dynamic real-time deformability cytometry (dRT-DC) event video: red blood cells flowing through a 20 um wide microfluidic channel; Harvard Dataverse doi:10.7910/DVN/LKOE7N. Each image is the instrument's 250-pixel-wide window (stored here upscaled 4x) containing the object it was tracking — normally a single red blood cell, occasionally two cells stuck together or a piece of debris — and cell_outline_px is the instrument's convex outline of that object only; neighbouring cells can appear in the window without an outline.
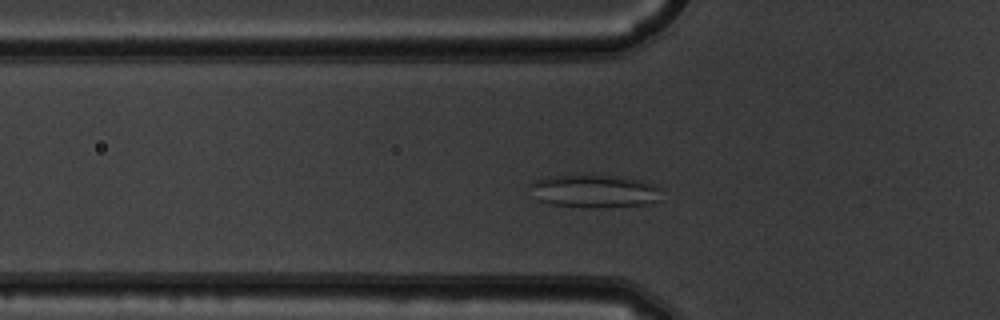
{"species": "common noctule bat (a hibernating species)", "species_latin": "Nyctalus noctula", "temperature_condition": "warm", "stored_images_in_passage": 28, "camera_frame_rate_fps": 3000, "um_per_image_px": 0.085, "animal": {"sex": "male", "body_mass_g": 19.5, "forearm_length_mm": 54.6}, "frame": {"image": 1, "passage_image": 12, "time_ms": 3.667, "image_size_px": [1000, 320], "cell_outline_px": [[660, 200], [648, 204], [600, 208], [588, 208], [552, 204], [540, 200], [528, 184], [532, 180], [548, 176], [572, 172], [580, 172], [624, 176], [656, 184], [660, 188]], "centroid_in_image_um": [50.53, 16.19], "position_along_channel_um": 75.3, "area_um2": 26.47}}
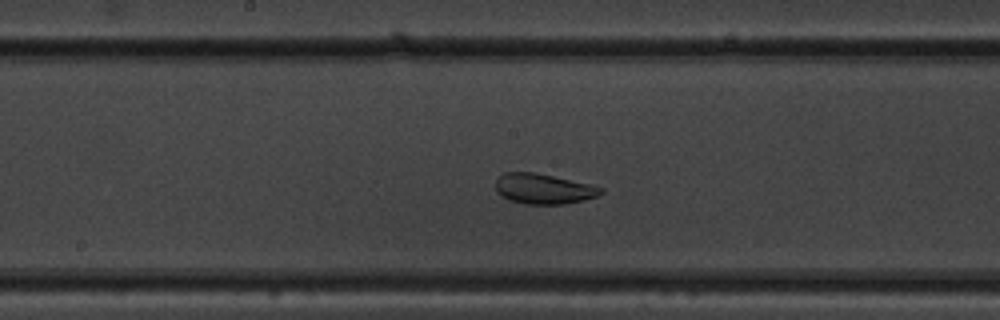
{"frame": {"image": 2, "passage_image": 22, "time_ms": 7.0, "image_size_px": [1000, 320], "cell_outline_px": [[604, 192], [596, 196], [584, 200], [564, 204], [524, 204], [508, 200], [500, 196], [496, 192], [496, 180], [504, 172], [536, 172], [588, 184], [604, 188]], "centroid_in_image_um": [46.16, 16.05], "position_along_channel_um": 202.0, "area_um2": 18.61}}
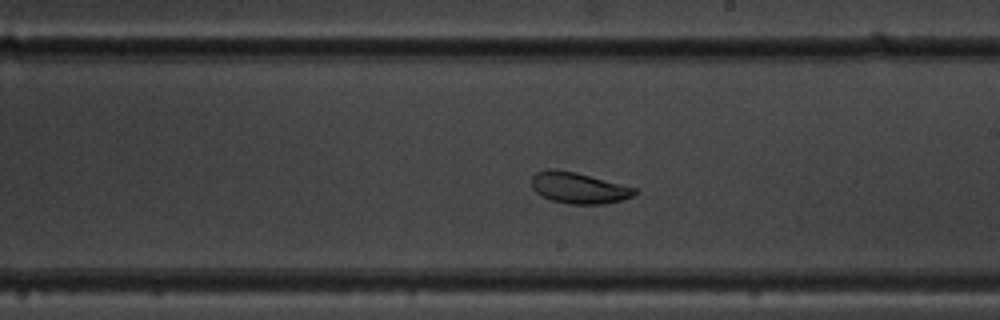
{"frame": {"image": 3, "passage_image": 25, "time_ms": 8.0, "image_size_px": [1000, 320], "cell_outline_px": [[640, 192], [632, 196], [620, 200], [604, 204], [572, 204], [552, 200], [536, 192], [532, 188], [532, 176], [536, 172], [548, 168], [556, 168], [576, 172], [636, 188]], "centroid_in_image_um": [49.18, 15.95], "position_along_channel_um": 239.8, "area_um2": 18.67}}